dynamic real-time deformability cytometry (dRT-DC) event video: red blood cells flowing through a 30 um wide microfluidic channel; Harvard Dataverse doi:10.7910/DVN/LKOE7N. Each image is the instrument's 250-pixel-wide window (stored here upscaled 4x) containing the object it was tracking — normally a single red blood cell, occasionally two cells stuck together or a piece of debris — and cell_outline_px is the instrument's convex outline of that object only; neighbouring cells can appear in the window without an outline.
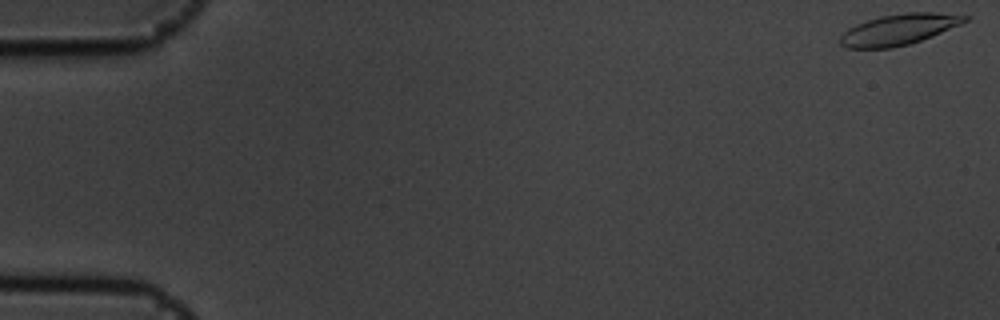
{"species": "common noctule bat (a hibernating species)", "species_latin": "Nyctalus noctula", "temperature_condition": "cold", "stored_images_in_passage": 57, "camera_frame_rate_fps": 3000, "um_per_image_px": 0.085, "animal": {"sex": "male", "body_mass_g": 19.5, "forearm_length_mm": 54.6}, "frame": {"image": 1, "passage_image": 1, "time_ms": 0.0, "image_size_px": [1000, 320], "cell_outline_px": [[972, 16], [968, 20], [960, 24], [932, 36], [908, 44], [892, 48], [848, 48], [840, 44], [840, 36], [848, 28], [856, 24], [880, 16], [904, 12], [932, 12]], "centroid_in_image_um": [76.4, 2.5], "position_along_channel_um": 8.6, "area_um2": 22.31}}
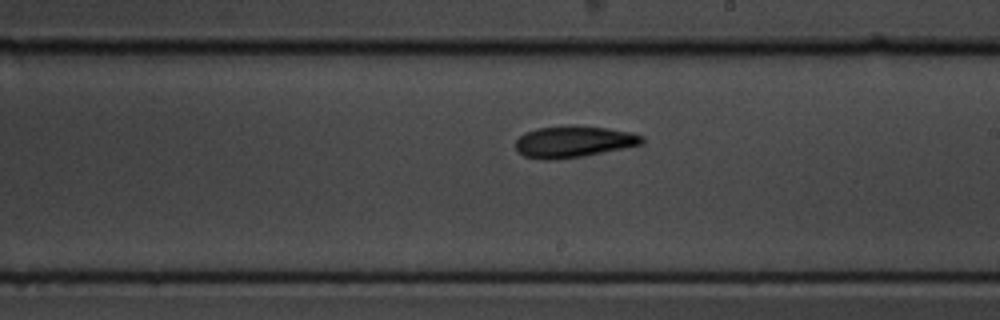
{"frame": {"image": 2, "passage_image": 33, "time_ms": 10.667, "image_size_px": [1000, 320], "cell_outline_px": [[644, 144], [624, 148], [580, 156], [552, 160], [544, 160], [524, 156], [516, 148], [516, 140], [524, 132], [536, 128], [568, 124], [608, 128], [632, 132], [644, 136]], "centroid_in_image_um": [48.76, 12.02], "position_along_channel_um": 240.2, "area_um2": 23.41}}
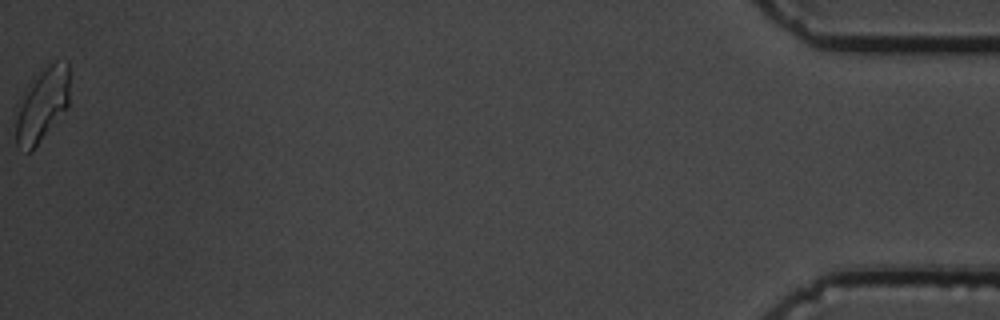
{"frame": {"image": 3, "passage_image": 57, "time_ms": 18.667, "image_size_px": [1000, 320], "cell_outline_px": [[68, 108], [40, 140], [28, 152], [16, 148], [12, 112], [24, 88], [28, 84], [56, 60], [68, 60]], "centroid_in_image_um": [3.48, 8.95], "position_along_channel_um": 431.7, "area_um2": 23.58}, "authors_computed_cell_mechanics": {"area_um2": 22.4264, "velocity_mm_per_s": 3.5599, "shape_relaxation_time_tau1_ms": null, "shape_relaxation_time_tau2_ms": 6.8302, "deformation_change_tau1": null, "deformation_change_tau2": 0.1386}}